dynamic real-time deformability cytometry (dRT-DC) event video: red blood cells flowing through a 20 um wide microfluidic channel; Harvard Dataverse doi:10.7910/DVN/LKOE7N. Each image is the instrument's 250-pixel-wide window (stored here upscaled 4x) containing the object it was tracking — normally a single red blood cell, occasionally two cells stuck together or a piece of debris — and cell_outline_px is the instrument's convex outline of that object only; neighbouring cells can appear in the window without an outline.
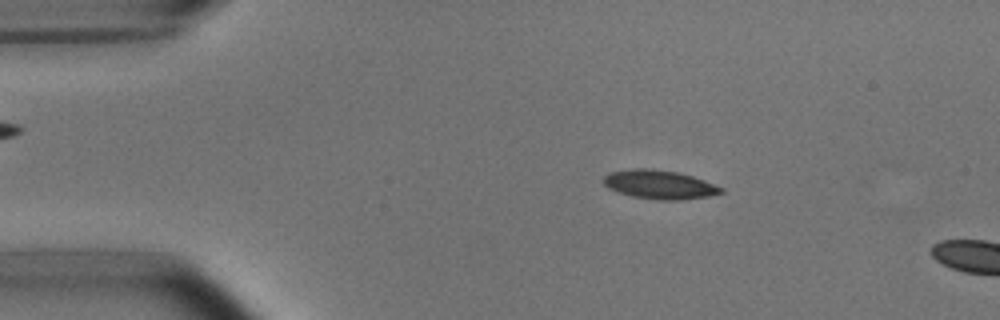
{"species": "common noctule bat (a hibernating species)", "species_latin": "Nyctalus noctula", "temperature_condition": "room temperature", "stored_images_in_passage": 3, "camera_frame_rate_fps": 3000, "um_per_image_px": 0.085, "animal": {"sex": "male", "body_mass_g": 15.6}, "frame": {"image": 1, "passage_image": 2, "time_ms": 1.0, "image_size_px": [1000, 320], "cell_outline_px": [[724, 192], [708, 196], [680, 200], [660, 200], [632, 196], [608, 188], [604, 184], [604, 176], [608, 172], [632, 168], [652, 168], [680, 172], [704, 180], [724, 188]], "centroid_in_image_um": [56.06, 15.67], "position_along_channel_um": 28.9, "area_um2": 19.83}}